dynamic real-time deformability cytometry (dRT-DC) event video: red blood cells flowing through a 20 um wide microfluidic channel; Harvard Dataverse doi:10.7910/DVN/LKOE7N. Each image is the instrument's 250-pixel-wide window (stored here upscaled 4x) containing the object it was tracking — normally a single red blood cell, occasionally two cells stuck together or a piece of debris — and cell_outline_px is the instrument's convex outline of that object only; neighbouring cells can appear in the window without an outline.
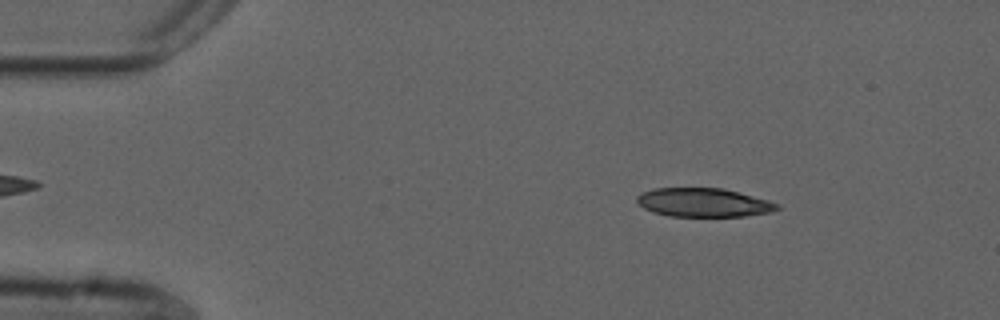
{"species": "common noctule bat (a hibernating species)", "species_latin": "Nyctalus noctula", "temperature_condition": "cold", "stored_images_in_passage": 53, "camera_frame_rate_fps": 3000, "um_per_image_px": 0.085, "animal": {"sex": "male", "forearm_length_mm": 52.5}, "frame": {"image": 1, "passage_image": 7, "time_ms": 2.0, "image_size_px": [1000, 320], "cell_outline_px": [[780, 208], [772, 212], [744, 216], [668, 216], [652, 212], [644, 208], [636, 200], [636, 196], [652, 188], [724, 188], [768, 200], [780, 204]], "centroid_in_image_um": [59.81, 17.21], "position_along_channel_um": 25.2, "area_um2": 23.52}}
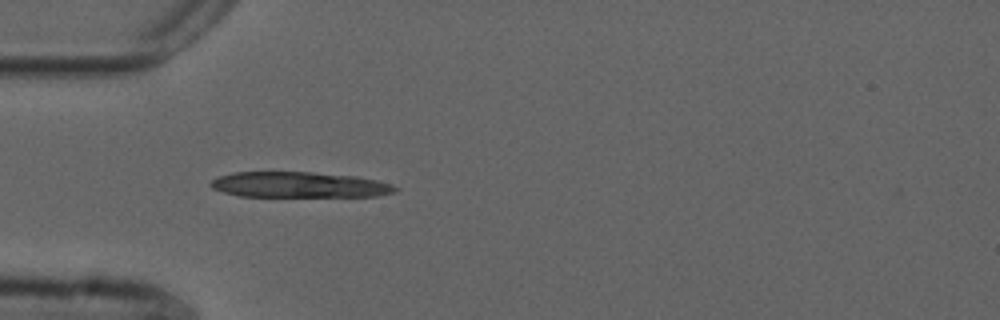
{"frame": {"image": 2, "passage_image": 15, "time_ms": 4.667, "image_size_px": [1000, 320], "cell_outline_px": [[400, 188], [396, 192], [376, 196], [240, 196], [224, 192], [212, 188], [208, 184], [216, 176], [232, 172], [312, 172], [356, 176], [376, 180], [392, 184]], "centroid_in_image_um": [25.42, 15.7], "position_along_channel_um": 59.6, "area_um2": 27.63}}